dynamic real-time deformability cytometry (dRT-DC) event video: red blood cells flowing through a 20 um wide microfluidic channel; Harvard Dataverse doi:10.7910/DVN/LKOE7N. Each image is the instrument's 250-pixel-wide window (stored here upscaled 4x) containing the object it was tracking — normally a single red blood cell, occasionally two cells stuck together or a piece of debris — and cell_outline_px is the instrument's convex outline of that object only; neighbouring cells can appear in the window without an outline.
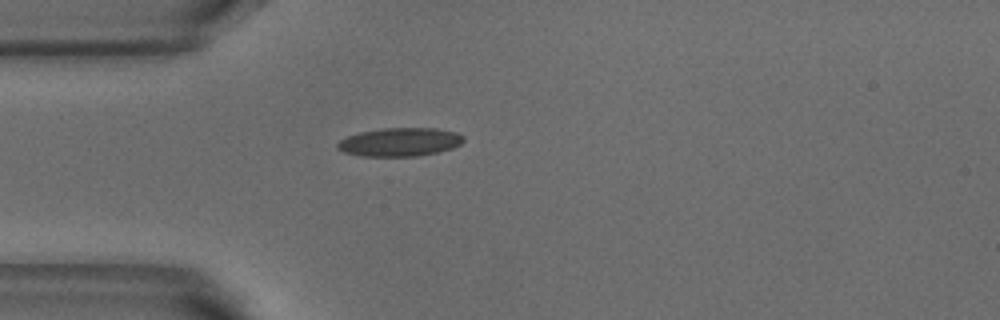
{"species": "common noctule bat (a hibernating species)", "species_latin": "Nyctalus noctula", "temperature_condition": "warm", "stored_images_in_passage": 2, "camera_frame_rate_fps": 3000, "um_per_image_px": 0.085, "animal": {"sex": "male", "body_mass_g": 18.8}, "frame": {"image": 1, "passage_image": 2, "time_ms": 0.333, "image_size_px": [1000, 320], "cell_outline_px": [[464, 140], [460, 144], [452, 148], [436, 152], [416, 156], [360, 156], [344, 152], [336, 148], [336, 144], [340, 140], [348, 136], [360, 132], [384, 128], [436, 128], [456, 132], [464, 136]], "centroid_in_image_um": [33.97, 12.07], "position_along_channel_um": 51.0, "area_um2": 20.87}}